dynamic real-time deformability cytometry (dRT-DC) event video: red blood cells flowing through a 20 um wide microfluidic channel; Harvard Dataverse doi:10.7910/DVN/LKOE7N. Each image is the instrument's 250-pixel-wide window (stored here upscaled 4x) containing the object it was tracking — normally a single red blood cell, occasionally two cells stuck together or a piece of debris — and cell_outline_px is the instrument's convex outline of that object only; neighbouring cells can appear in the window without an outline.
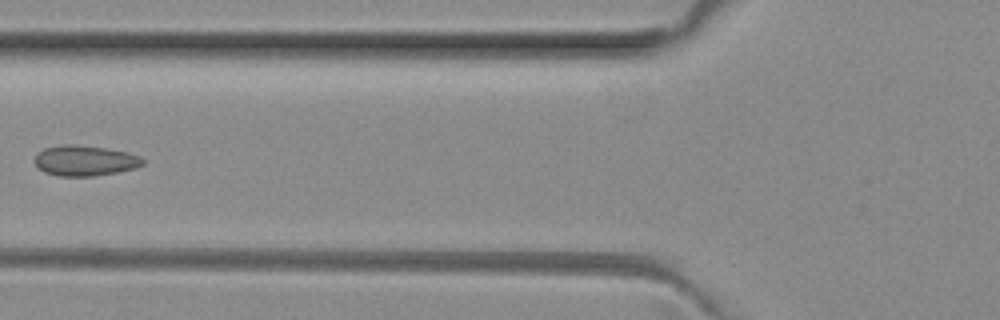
{"species": "common noctule bat (a hibernating species)", "species_latin": "Nyctalus noctula", "temperature_condition": "room temperature", "stored_images_in_passage": 7, "camera_frame_rate_fps": 3000, "um_per_image_px": 0.085, "animal": {"sex": "female", "body_mass_g": 29.2, "forearm_length_mm": 56.3}, "frame": {"image": 1, "passage_image": 5, "time_ms": 1.333, "image_size_px": [1000, 320], "cell_outline_px": [[144, 164], [136, 168], [116, 172], [92, 176], [60, 176], [44, 172], [36, 168], [32, 160], [44, 148], [64, 144], [76, 144], [108, 148], [128, 152], [140, 156], [144, 160]], "centroid_in_image_um": [7.2, 13.65], "position_along_channel_um": 118.6, "area_um2": 19.42}}
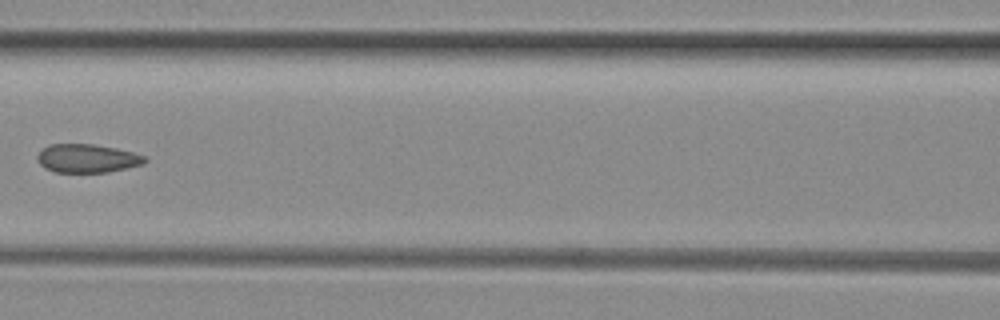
{"frame": {"image": 2, "passage_image": 6, "time_ms": 1.667, "image_size_px": [1000, 320], "cell_outline_px": [[148, 160], [144, 164], [108, 172], [56, 172], [44, 168], [36, 160], [36, 156], [48, 144], [92, 144], [116, 148], [132, 152], [144, 156]], "centroid_in_image_um": [7.4, 13.46], "position_along_channel_um": 159.2, "area_um2": 17.86}}
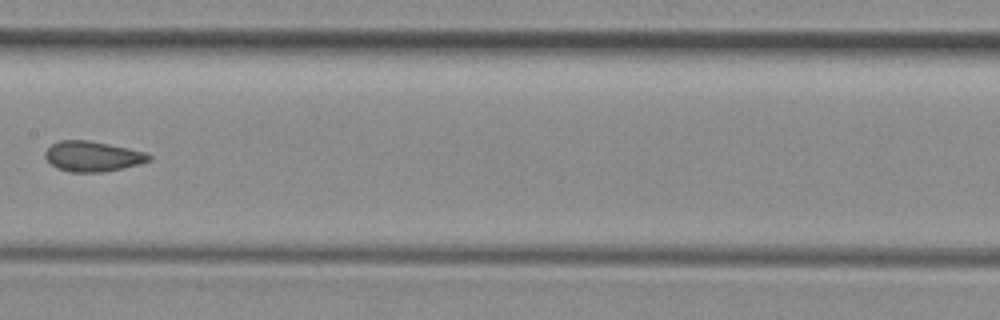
{"frame": {"image": 3, "passage_image": 7, "time_ms": 2.0, "image_size_px": [1000, 320], "cell_outline_px": [[152, 160], [140, 164], [104, 172], [68, 172], [56, 168], [44, 156], [44, 152], [52, 144], [60, 140], [88, 140], [148, 152], [152, 156]], "centroid_in_image_um": [7.89, 13.29], "position_along_channel_um": 199.5, "area_um2": 18.44}}